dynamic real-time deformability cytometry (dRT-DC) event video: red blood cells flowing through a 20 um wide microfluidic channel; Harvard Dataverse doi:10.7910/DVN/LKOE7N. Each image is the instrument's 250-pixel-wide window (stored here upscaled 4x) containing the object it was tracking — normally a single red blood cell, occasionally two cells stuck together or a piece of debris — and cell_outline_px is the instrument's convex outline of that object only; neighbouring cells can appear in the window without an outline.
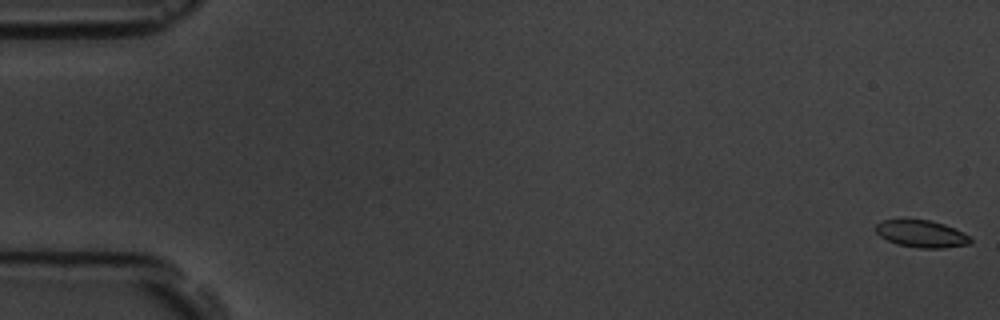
{"species": "common noctule bat (a hibernating species)", "species_latin": "Nyctalus noctula", "temperature_condition": "room temperature", "stored_images_in_passage": 5, "camera_frame_rate_fps": 3000, "um_per_image_px": 0.085, "animal": {"sex": "male", "body_mass_g": 19.5, "forearm_length_mm": 54.6}, "frame": {"image": 1, "passage_image": 1, "time_ms": 0.0, "image_size_px": [1000, 320], "cell_outline_px": [[972, 240], [968, 244], [944, 248], [920, 248], [896, 244], [880, 236], [876, 232], [876, 224], [884, 220], [928, 220], [944, 224], [964, 232]], "centroid_in_image_um": [78.33, 19.88], "position_along_channel_um": 6.7, "area_um2": 14.8}}
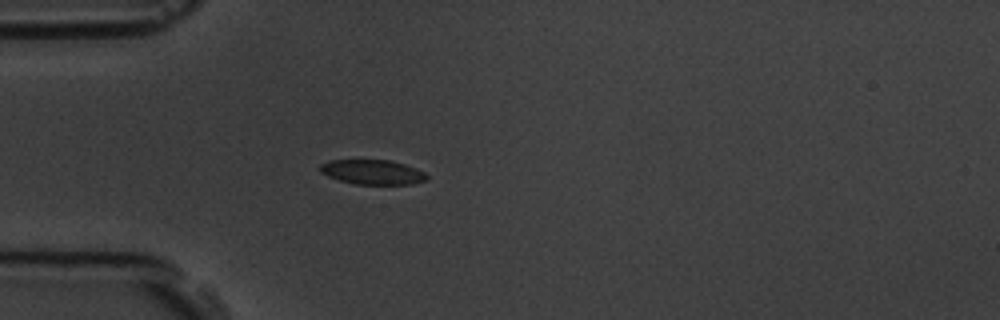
{"frame": {"image": 2, "passage_image": 5, "time_ms": 5.333, "image_size_px": [1000, 320], "cell_outline_px": [[428, 176], [424, 180], [412, 184], [356, 184], [340, 180], [328, 176], [320, 172], [320, 164], [328, 160], [392, 160], [416, 168], [424, 172]], "centroid_in_image_um": [31.65, 14.62], "position_along_channel_um": 53.4, "area_um2": 15.26}}